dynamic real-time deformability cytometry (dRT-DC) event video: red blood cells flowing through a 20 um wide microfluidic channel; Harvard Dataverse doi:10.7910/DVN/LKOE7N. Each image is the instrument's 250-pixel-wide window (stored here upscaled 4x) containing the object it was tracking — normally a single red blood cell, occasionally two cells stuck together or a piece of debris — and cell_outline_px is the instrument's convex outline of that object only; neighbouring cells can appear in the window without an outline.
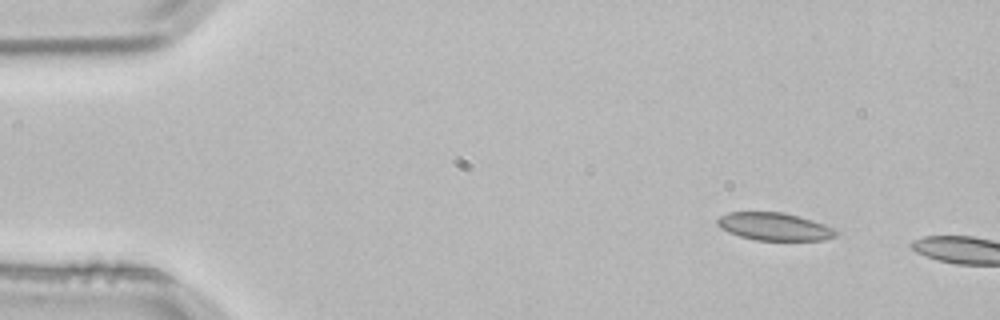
{"species": "common noctule bat (a hibernating species)", "species_latin": "Nyctalus noctula", "temperature_condition": "room temperature", "stored_images_in_passage": 3, "segment_of_instrument_passage": [2, 2], "camera_frame_rate_fps": 3000, "um_per_image_px": 0.085, "animal": {"sex": "male", "body_mass_g": 21.5, "forearm_length_mm": 52.0}, "frame": {"image": 1, "passage_image": 3, "time_ms": 0.667, "image_size_px": [1000, 320], "cell_outline_px": [[840, 232], [836, 236], [824, 240], [756, 240], [740, 236], [728, 232], [720, 228], [716, 224], [716, 220], [720, 216], [728, 212], [784, 212], [812, 220], [824, 224]], "centroid_in_image_um": [65.81, 19.26], "position_along_channel_um": 19.2, "area_um2": 19.19}}